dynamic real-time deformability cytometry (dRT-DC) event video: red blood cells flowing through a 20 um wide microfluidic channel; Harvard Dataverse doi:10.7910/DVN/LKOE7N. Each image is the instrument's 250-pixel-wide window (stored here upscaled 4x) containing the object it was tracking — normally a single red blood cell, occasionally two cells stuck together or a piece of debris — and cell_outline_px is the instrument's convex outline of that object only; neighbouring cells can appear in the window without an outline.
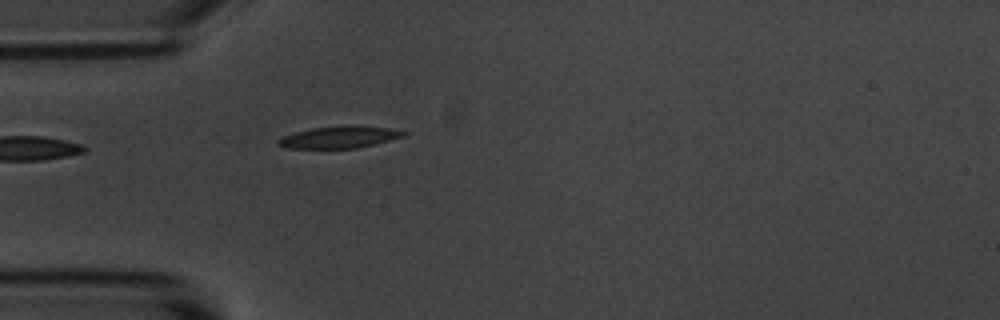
{"species": "common noctule bat (a hibernating species)", "species_latin": "Nyctalus noctula", "temperature_condition": "room temperature", "stored_images_in_passage": 1, "camera_frame_rate_fps": 3000, "um_per_image_px": 0.085, "animal": {"sex": "male", "body_mass_g": 20.1, "forearm_length_mm": 53.5}, "frame": {"image": 1, "passage_image": 1, "time_ms": 0.0, "image_size_px": [1000, 320], "cell_outline_px": [[408, 132], [404, 136], [356, 148], [284, 148], [276, 144], [276, 140], [284, 136], [296, 132], [312, 128], [352, 124], [392, 128]], "centroid_in_image_um": [28.84, 11.64], "position_along_channel_um": 56.2, "area_um2": 16.07}}